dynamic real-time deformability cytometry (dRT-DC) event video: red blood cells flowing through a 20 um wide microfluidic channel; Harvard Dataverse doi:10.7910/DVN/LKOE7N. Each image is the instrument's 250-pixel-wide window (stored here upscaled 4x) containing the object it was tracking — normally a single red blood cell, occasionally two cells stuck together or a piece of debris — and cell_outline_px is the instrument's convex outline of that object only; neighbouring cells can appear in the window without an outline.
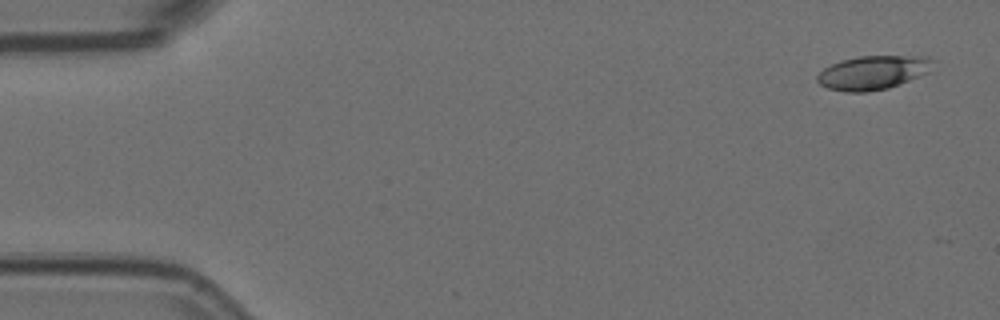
{"species": "Egyptian fruit bat (a non-hibernating species)", "species_latin": "Rousettus aegyptiacus", "temperature_condition": "room temperature", "stored_images_in_passage": 4, "camera_frame_rate_fps": 3000, "um_per_image_px": 0.085, "animal": {"sex": "female"}, "frame": {"image": 1, "passage_image": 1, "time_ms": 0.0, "image_size_px": [1000, 320], "cell_outline_px": [[932, 60], [928, 72], [900, 84], [888, 88], [864, 92], [844, 92], [828, 88], [820, 84], [816, 80], [816, 76], [824, 68], [840, 60], [860, 56], [928, 56]], "centroid_in_image_um": [74.16, 6.17], "position_along_channel_um": 10.8, "area_um2": 22.66}}